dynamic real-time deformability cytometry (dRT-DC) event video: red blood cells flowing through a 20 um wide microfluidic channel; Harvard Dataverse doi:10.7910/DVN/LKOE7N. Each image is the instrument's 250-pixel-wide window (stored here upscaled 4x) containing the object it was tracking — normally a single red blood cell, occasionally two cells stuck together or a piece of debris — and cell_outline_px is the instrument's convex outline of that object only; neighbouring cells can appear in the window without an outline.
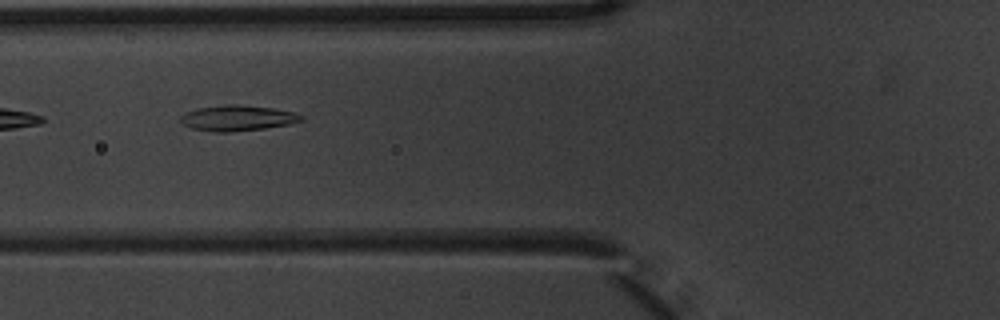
{"species": "common noctule bat (a hibernating species)", "species_latin": "Nyctalus noctula", "temperature_condition": "warm", "stored_images_in_passage": 6, "camera_frame_rate_fps": 3000, "um_per_image_px": 0.085, "animal": {"sex": "male", "body_mass_g": 20.1, "forearm_length_mm": 53.5}, "frame": {"image": 1, "passage_image": 2, "time_ms": 0.333, "image_size_px": [1000, 320], "cell_outline_px": [[304, 120], [288, 124], [264, 128], [232, 132], [212, 132], [192, 128], [180, 124], [180, 116], [184, 112], [196, 108], [224, 104], [236, 104], [272, 108], [292, 112], [304, 116]], "centroid_in_image_um": [20.11, 10.03], "position_along_channel_um": 105.7, "area_um2": 18.15}}
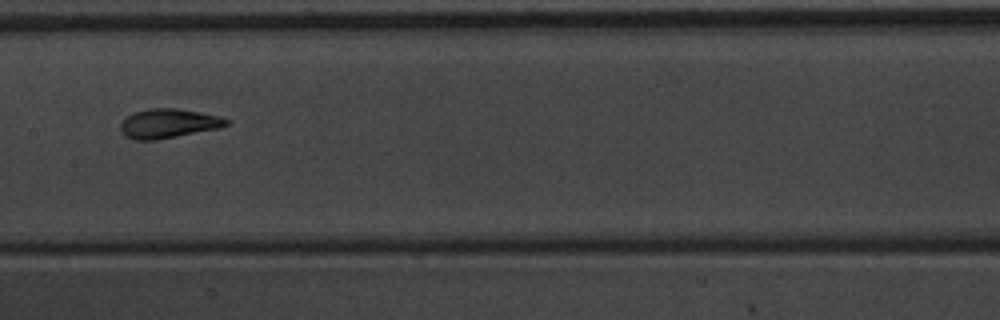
{"frame": {"image": 2, "passage_image": 4, "time_ms": 1.0, "image_size_px": [1000, 320], "cell_outline_px": [[228, 124], [220, 128], [176, 136], [152, 140], [136, 140], [124, 136], [120, 132], [120, 120], [136, 112], [148, 108], [176, 108], [200, 112], [220, 116], [228, 120]], "centroid_in_image_um": [14.27, 10.49], "position_along_channel_um": 193.1, "area_um2": 18.03}}
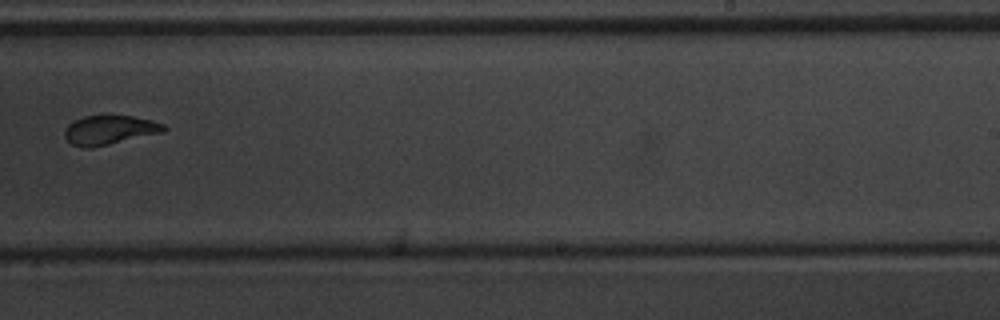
{"frame": {"image": 3, "passage_image": 6, "time_ms": 1.667, "image_size_px": [1000, 320], "cell_outline_px": [[168, 128], [164, 132], [92, 148], [80, 148], [72, 144], [64, 136], [64, 128], [68, 124], [84, 116], [132, 116], [152, 120], [164, 124]], "centroid_in_image_um": [9.31, 11.06], "position_along_channel_um": 279.7, "area_um2": 16.94}}